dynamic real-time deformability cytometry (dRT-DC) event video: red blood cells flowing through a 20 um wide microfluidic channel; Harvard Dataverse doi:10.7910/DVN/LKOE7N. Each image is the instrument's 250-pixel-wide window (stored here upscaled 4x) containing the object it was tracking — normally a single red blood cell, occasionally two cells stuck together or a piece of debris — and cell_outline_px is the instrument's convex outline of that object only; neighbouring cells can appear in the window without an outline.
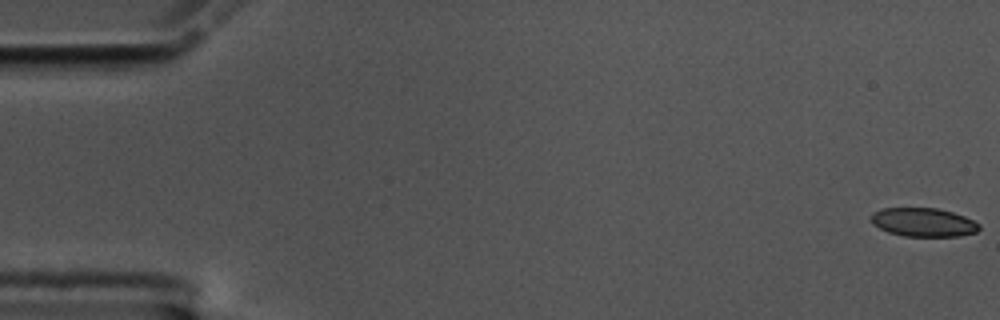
{"species": "common noctule bat (a hibernating species)", "species_latin": "Nyctalus noctula", "temperature_condition": "cold", "stored_images_in_passage": 10, "camera_frame_rate_fps": 3000, "um_per_image_px": 0.085, "animal": {"sex": "male", "body_mass_g": 17.5, "forearm_length_mm": 52.3}, "frame": {"image": 1, "passage_image": 1, "time_ms": 0.0, "image_size_px": [1000, 320], "cell_outline_px": [[980, 228], [976, 232], [960, 236], [904, 236], [888, 232], [872, 224], [872, 212], [884, 208], [936, 208], [952, 212], [964, 216], [980, 224]], "centroid_in_image_um": [78.49, 18.89], "position_along_channel_um": 6.5, "area_um2": 17.98}}